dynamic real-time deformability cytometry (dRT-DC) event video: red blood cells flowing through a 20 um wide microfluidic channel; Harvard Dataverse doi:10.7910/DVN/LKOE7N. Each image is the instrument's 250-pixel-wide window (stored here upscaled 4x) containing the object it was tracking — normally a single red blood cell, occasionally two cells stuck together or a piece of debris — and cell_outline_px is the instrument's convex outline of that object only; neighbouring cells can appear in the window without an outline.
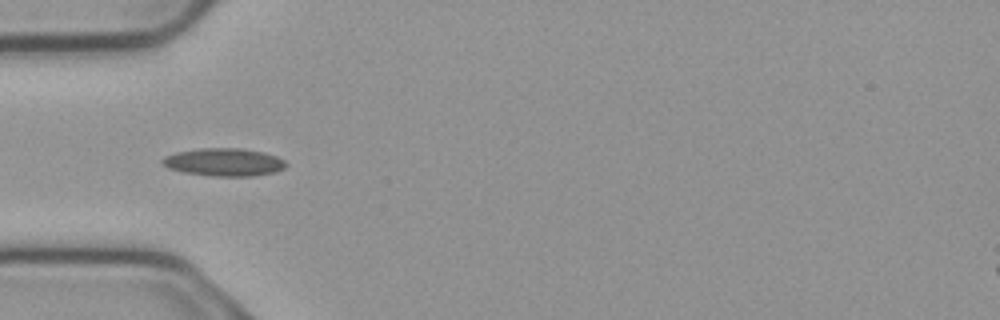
{"species": "common noctule bat (a hibernating species)", "species_latin": "Nyctalus noctula", "temperature_condition": "cold", "stored_images_in_passage": 4, "camera_frame_rate_fps": 3000, "um_per_image_px": 0.085, "animal": {"sex": "male", "body_mass_g": 23.1, "forearm_length_mm": 52.7}, "frame": {"image": 1, "passage_image": 4, "time_ms": 1.0, "image_size_px": [1000, 320], "cell_outline_px": [[288, 164], [284, 168], [276, 172], [252, 176], [212, 176], [184, 172], [168, 168], [160, 160], [164, 156], [176, 152], [200, 148], [244, 148], [264, 152], [276, 156], [284, 160]], "centroid_in_image_um": [19.06, 13.77], "position_along_channel_um": 65.9, "area_um2": 20.17}}